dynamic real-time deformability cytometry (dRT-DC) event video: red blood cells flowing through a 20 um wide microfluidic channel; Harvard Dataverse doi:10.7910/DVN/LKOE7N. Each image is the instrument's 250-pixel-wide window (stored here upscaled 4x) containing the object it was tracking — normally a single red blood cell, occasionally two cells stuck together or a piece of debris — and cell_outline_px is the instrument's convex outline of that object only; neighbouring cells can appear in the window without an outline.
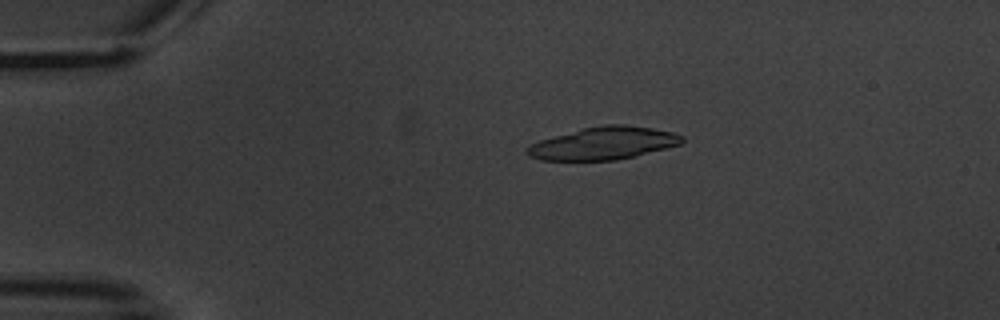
{"species": "common noctule bat (a hibernating species)", "species_latin": "Nyctalus noctula", "temperature_condition": "warm", "stored_images_in_passage": 7, "camera_frame_rate_fps": 3000, "um_per_image_px": 0.085, "animal": {"sex": "male", "body_mass_g": 20.1, "forearm_length_mm": 53.5}, "frame": {"image": 1, "passage_image": 4, "time_ms": 3.667, "image_size_px": [1000, 320], "cell_outline_px": [[684, 140], [680, 144], [636, 156], [616, 160], [540, 160], [528, 156], [528, 148], [532, 144], [540, 140], [584, 128], [604, 124], [624, 124], [652, 128], [672, 132], [684, 136]], "centroid_in_image_um": [51.33, 12.18], "position_along_channel_um": 33.7, "area_um2": 29.13}}